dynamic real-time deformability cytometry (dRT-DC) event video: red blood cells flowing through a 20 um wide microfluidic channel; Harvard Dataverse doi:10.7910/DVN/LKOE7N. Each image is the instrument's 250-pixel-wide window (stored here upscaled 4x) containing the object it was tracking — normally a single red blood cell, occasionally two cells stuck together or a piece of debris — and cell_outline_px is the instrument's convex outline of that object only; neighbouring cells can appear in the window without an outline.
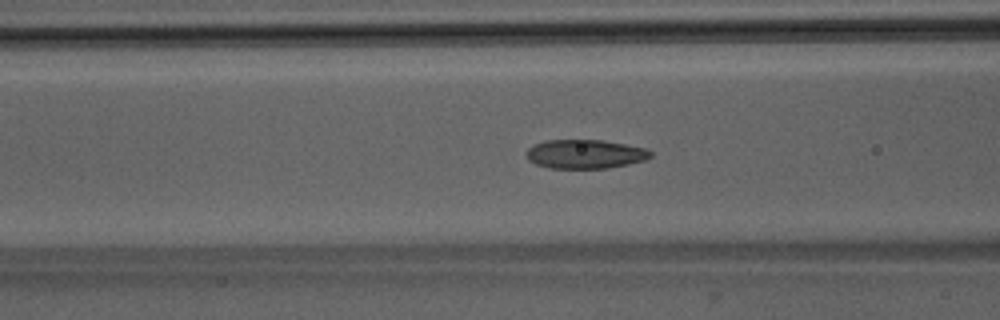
{"species": "Egyptian fruit bat (a non-hibernating species)", "species_latin": "Rousettus aegyptiacus", "temperature_condition": "room temperature", "stored_images_in_passage": 51, "camera_frame_rate_fps": 3000, "um_per_image_px": 0.085, "animal": {"sex": "male"}, "frame": {"image": 1, "passage_image": 20, "time_ms": 6.333, "image_size_px": [1000, 320], "cell_outline_px": [[652, 156], [644, 160], [628, 164], [608, 168], [548, 168], [536, 164], [528, 160], [524, 156], [524, 152], [532, 144], [544, 140], [604, 140], [648, 148], [652, 152]], "centroid_in_image_um": [49.7, 13.08], "position_along_channel_um": 116.9, "area_um2": 21.33}}
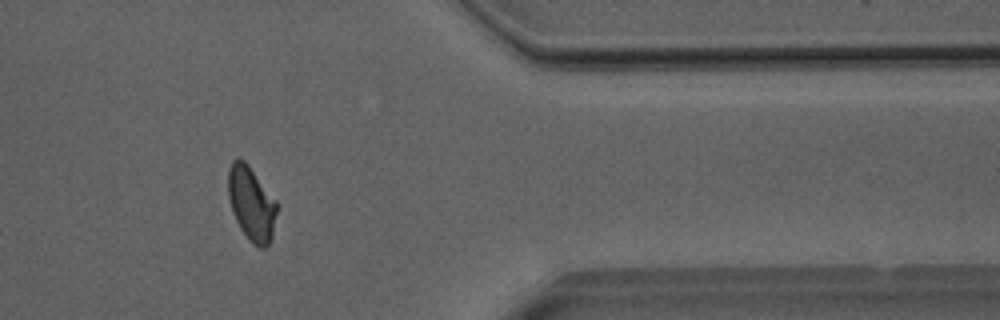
{"frame": {"image": 2, "passage_image": 42, "time_ms": 13.667, "image_size_px": [1000, 320], "cell_outline_px": [[276, 212], [272, 236], [268, 244], [264, 248], [260, 248], [252, 244], [248, 240], [240, 228], [232, 212], [228, 196], [228, 168], [232, 160], [244, 160], [248, 164], [276, 200]], "centroid_in_image_um": [21.35, 17.31], "position_along_channel_um": 390.1, "area_um2": 20.92}}
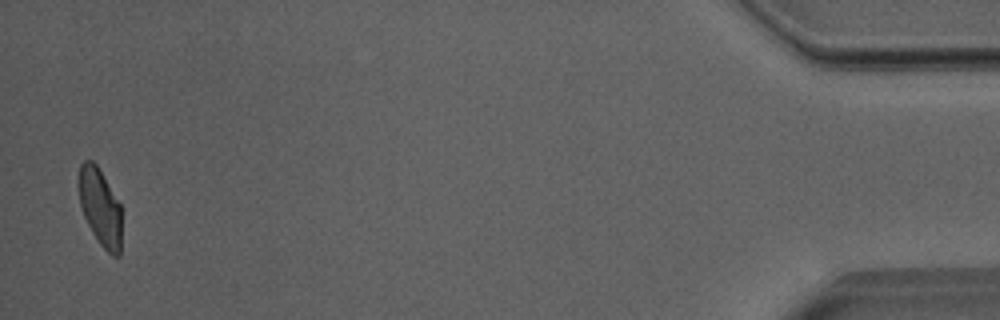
{"frame": {"image": 3, "passage_image": 50, "time_ms": 16.333, "image_size_px": [1000, 320], "cell_outline_px": [[120, 256], [112, 256], [100, 244], [92, 232], [84, 216], [80, 204], [76, 184], [80, 164], [84, 160], [92, 160], [96, 164], [120, 204]], "centroid_in_image_um": [8.46, 17.57], "position_along_channel_um": 426.7, "area_um2": 19.31}, "authors_computed_cell_mechanics": {"area_um2": 21.2126, "velocity_mm_per_s": 3.9869, "shape_relaxation_time_tau1_ms": 5.71, "shape_relaxation_time_tau2_ms": 1.3134, "deformation_change_tau1": 0.1565, "deformation_change_tau2": 0.0745}}